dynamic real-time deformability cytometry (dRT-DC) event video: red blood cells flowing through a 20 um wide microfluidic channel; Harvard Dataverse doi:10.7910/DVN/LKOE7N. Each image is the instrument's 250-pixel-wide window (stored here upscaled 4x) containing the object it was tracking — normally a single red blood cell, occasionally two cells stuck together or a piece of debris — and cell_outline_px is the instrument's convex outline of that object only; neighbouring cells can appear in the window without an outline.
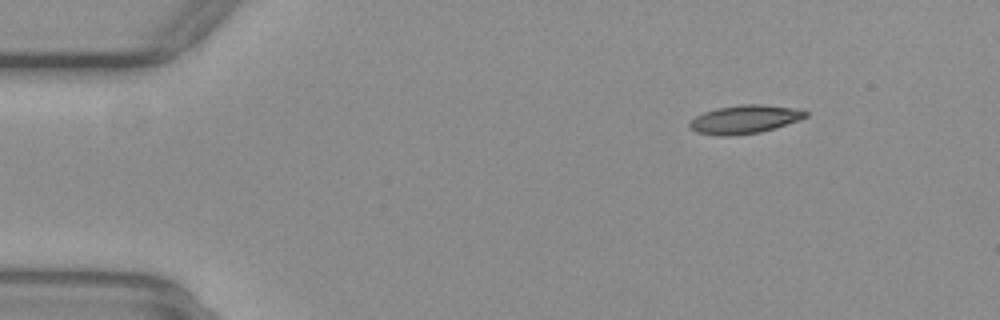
{"species": "common noctule bat (a hibernating species)", "species_latin": "Nyctalus noctula", "temperature_condition": "warm", "stored_images_in_passage": 53, "camera_frame_rate_fps": 3000, "um_per_image_px": 0.085, "animal": {"sex": "female", "body_mass_g": 29.2, "forearm_length_mm": 56.3}, "frame": {"image": 1, "passage_image": 7, "time_ms": 2.0, "image_size_px": [1000, 320], "cell_outline_px": [[808, 116], [800, 120], [760, 132], [728, 136], [720, 136], [696, 132], [688, 124], [696, 116], [704, 112], [716, 108], [740, 104], [764, 104], [792, 108], [808, 112]], "centroid_in_image_um": [63.3, 10.14], "position_along_channel_um": 21.7, "area_um2": 19.07}}
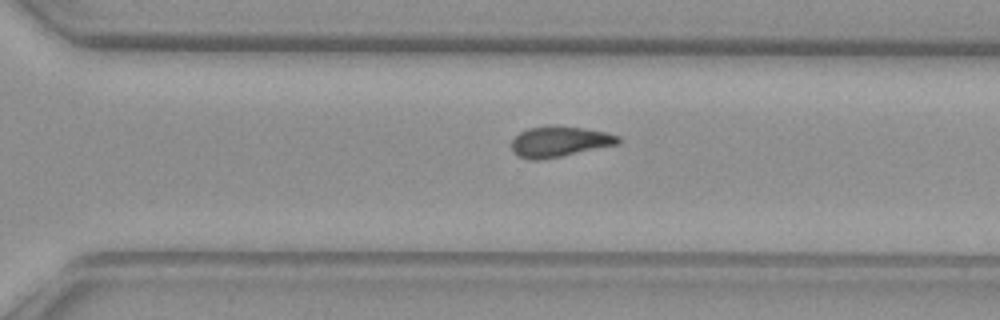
{"frame": {"image": 2, "passage_image": 37, "time_ms": 12.0, "image_size_px": [1000, 320], "cell_outline_px": [[620, 144], [540, 160], [528, 160], [516, 156], [512, 152], [512, 140], [520, 132], [528, 128], [548, 124], [552, 124], [584, 128], [608, 132], [620, 136]], "centroid_in_image_um": [47.55, 12.02], "position_along_channel_um": 323.1, "area_um2": 19.42}}
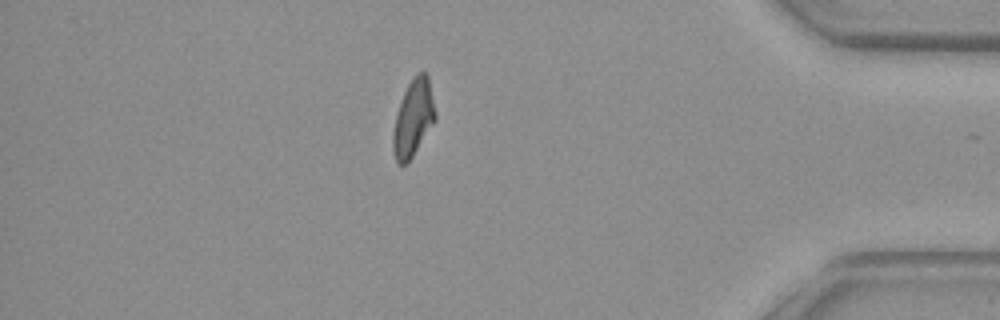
{"frame": {"image": 3, "passage_image": 46, "time_ms": 15.0, "image_size_px": [1000, 320], "cell_outline_px": [[436, 120], [412, 156], [404, 164], [396, 164], [392, 148], [392, 132], [396, 112], [404, 92], [408, 84], [420, 72], [424, 72], [428, 76], [436, 116]], "centroid_in_image_um": [35.1, 10.07], "position_along_channel_um": 400.1, "area_um2": 18.67}, "authors_computed_cell_mechanics": {"area_um2": 19.074, "velocity_mm_per_s": 3.8987, "shape_relaxation_time_tau1_ms": null, "shape_relaxation_time_tau2_ms": 4.6781, "deformation_change_tau1": null, "deformation_change_tau2": 0.1287}}